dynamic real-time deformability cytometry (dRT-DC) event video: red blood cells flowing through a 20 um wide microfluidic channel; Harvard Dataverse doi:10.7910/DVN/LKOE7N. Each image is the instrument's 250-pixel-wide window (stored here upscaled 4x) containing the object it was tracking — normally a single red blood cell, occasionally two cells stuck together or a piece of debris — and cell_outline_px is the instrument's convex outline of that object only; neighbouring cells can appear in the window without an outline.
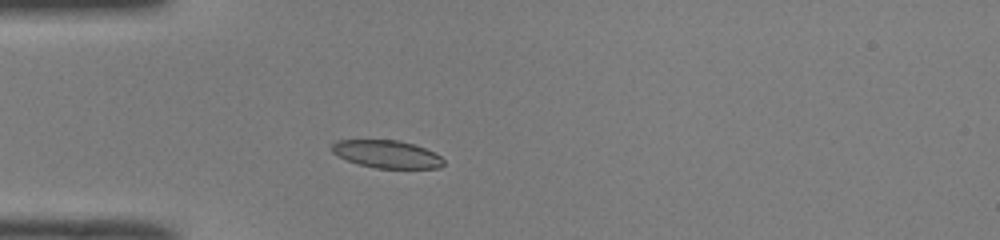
{"species": "common noctule bat (a hibernating species)", "species_latin": "Nyctalus noctula", "temperature_condition": "room temperature", "stored_images_in_passage": 37, "camera_frame_rate_fps": 3000, "um_per_image_px": 0.085, "animal": {"sex": "male", "body_mass_g": 19.0, "forearm_length_mm": 50.8}, "frame": {"image": 1, "passage_image": 1, "time_ms": 0.0, "image_size_px": [1000, 240], "cell_outline_px": [[444, 164], [440, 168], [376, 168], [360, 164], [348, 160], [332, 152], [328, 148], [336, 140], [396, 140], [412, 144], [436, 152], [444, 160]], "centroid_in_image_um": [32.88, 13.1], "position_along_channel_um": 52.1, "area_um2": 17.98}}
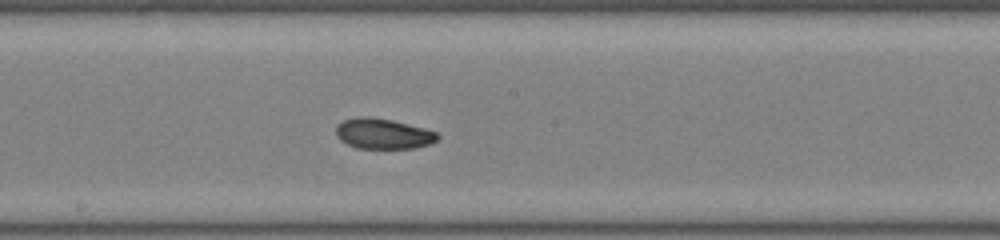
{"frame": {"image": 2, "passage_image": 14, "time_ms": 4.333, "image_size_px": [1000, 240], "cell_outline_px": [[440, 136], [436, 140], [428, 144], [416, 148], [356, 148], [340, 140], [336, 136], [336, 124], [344, 120], [360, 116], [368, 116], [392, 120], [424, 128], [436, 132]], "centroid_in_image_um": [32.54, 11.36], "position_along_channel_um": 215.7, "area_um2": 17.98}}
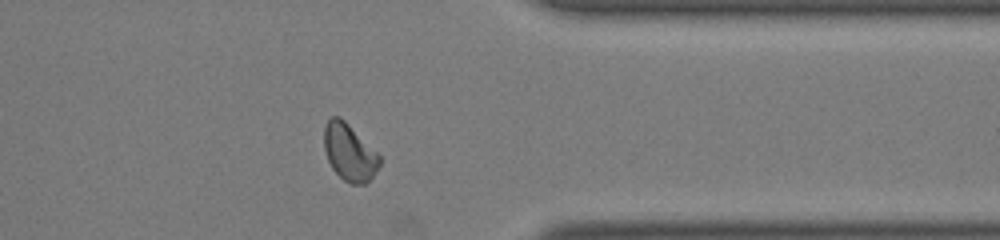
{"frame": {"image": 3, "passage_image": 27, "time_ms": 8.667, "image_size_px": [1000, 240], "cell_outline_px": [[380, 164], [372, 176], [364, 184], [352, 184], [344, 180], [332, 168], [328, 160], [324, 148], [324, 124], [332, 116], [340, 116], [380, 156]], "centroid_in_image_um": [29.67, 12.94], "position_along_channel_um": 381.7, "area_um2": 18.03}, "authors_computed_cell_mechanics": {"area_um2": 18.207, "velocity_mm_per_s": 4.0074, "shape_relaxation_time_tau1_ms": null, "shape_relaxation_time_tau2_ms": 3.3053, "deformation_change_tau1": null, "deformation_change_tau2": 0.0657}}